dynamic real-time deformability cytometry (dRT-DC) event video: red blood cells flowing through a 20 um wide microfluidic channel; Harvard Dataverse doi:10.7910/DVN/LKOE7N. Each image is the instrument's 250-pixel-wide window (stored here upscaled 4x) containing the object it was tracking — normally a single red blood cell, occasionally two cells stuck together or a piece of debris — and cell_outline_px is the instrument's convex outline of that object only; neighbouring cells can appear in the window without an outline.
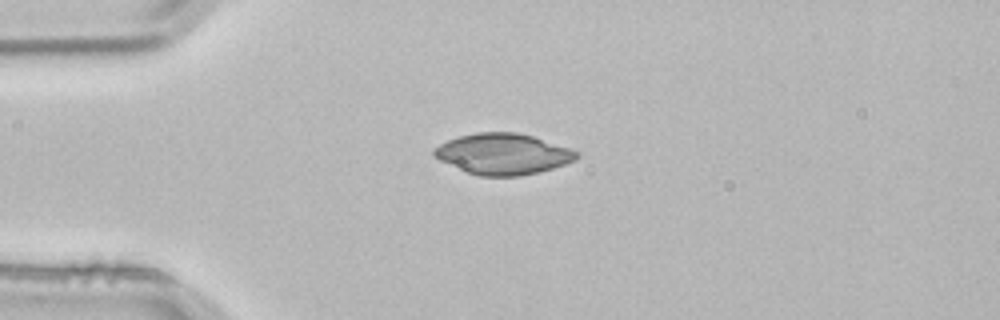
{"species": "common noctule bat (a hibernating species)", "species_latin": "Nyctalus noctula", "temperature_condition": "room temperature", "stored_images_in_passage": 4, "camera_frame_rate_fps": 3000, "um_per_image_px": 0.085, "animal": {"sex": "male", "body_mass_g": 21.5, "forearm_length_mm": 52.0}, "frame": {"image": 1, "passage_image": 4, "time_ms": 1.0, "image_size_px": [1000, 320], "cell_outline_px": [[580, 156], [576, 160], [552, 168], [520, 176], [480, 176], [468, 172], [440, 160], [432, 156], [432, 152], [440, 144], [448, 140], [460, 136], [476, 132], [516, 132], [532, 136], [568, 148], [576, 152]], "centroid_in_image_um": [42.73, 13.08], "position_along_channel_um": 42.3, "area_um2": 33.52}}